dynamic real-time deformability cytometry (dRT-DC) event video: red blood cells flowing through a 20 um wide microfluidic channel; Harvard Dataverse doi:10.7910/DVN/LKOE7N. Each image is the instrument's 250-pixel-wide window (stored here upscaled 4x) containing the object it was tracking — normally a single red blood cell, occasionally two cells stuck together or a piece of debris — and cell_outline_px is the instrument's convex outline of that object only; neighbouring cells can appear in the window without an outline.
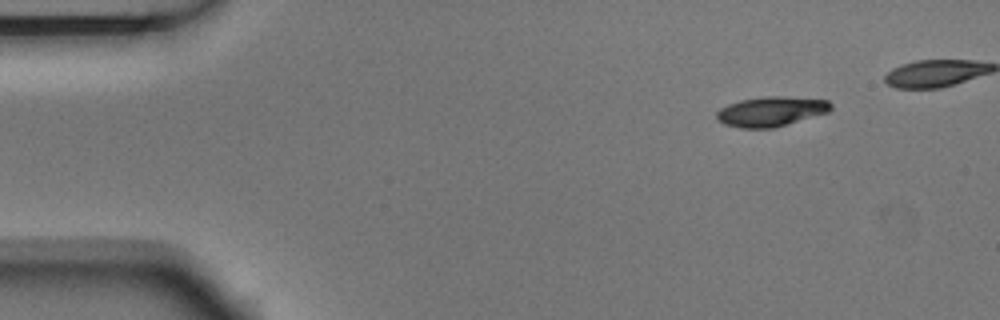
{"species": "Egyptian fruit bat (a non-hibernating species)", "species_latin": "Rousettus aegyptiacus", "temperature_condition": "room temperature", "stored_images_in_passage": 7, "camera_frame_rate_fps": 3000, "um_per_image_px": 0.085, "animal": {"sex": "male"}, "frame": {"image": 1, "passage_image": 1, "time_ms": 0.0, "image_size_px": [1000, 320], "cell_outline_px": [[832, 108], [828, 112], [772, 128], [740, 128], [724, 124], [716, 116], [716, 112], [720, 108], [728, 104], [740, 100], [768, 96], [784, 96], [828, 100], [832, 104]], "centroid_in_image_um": [65.53, 9.46], "position_along_channel_um": 19.5, "area_um2": 19.65}}
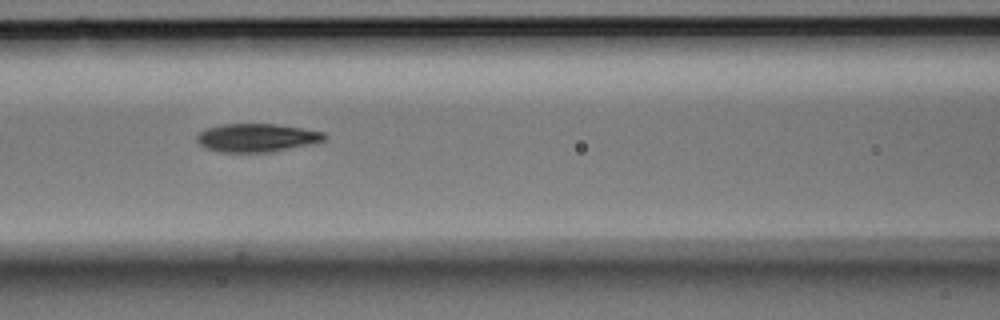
{"frame": {"image": 2, "passage_image": 6, "time_ms": 1.667, "image_size_px": [1000, 320], "cell_outline_px": [[328, 136], [324, 140], [308, 144], [272, 152], [220, 152], [204, 148], [196, 140], [196, 136], [200, 132], [208, 128], [224, 124], [276, 124], [324, 132]], "centroid_in_image_um": [21.8, 11.71], "position_along_channel_um": 144.8, "area_um2": 20.87}}
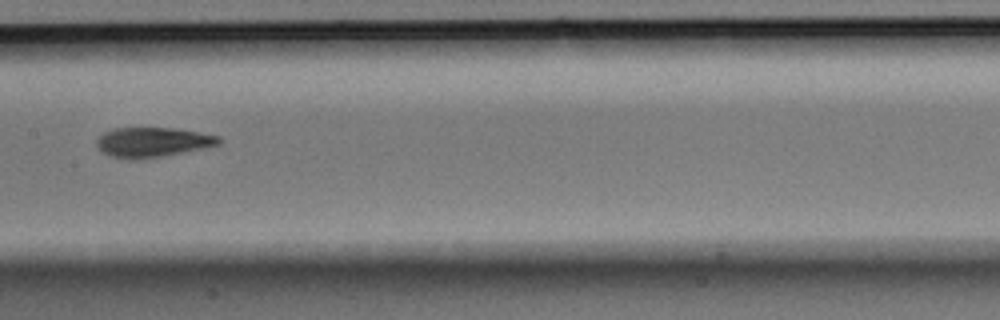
{"frame": {"image": 3, "passage_image": 7, "time_ms": 2.0, "image_size_px": [1000, 320], "cell_outline_px": [[220, 144], [204, 148], [160, 156], [132, 160], [128, 160], [112, 156], [104, 152], [96, 144], [96, 140], [104, 132], [116, 128], [172, 128], [220, 136]], "centroid_in_image_um": [12.96, 12.08], "position_along_channel_um": 194.4, "area_um2": 20.81}}